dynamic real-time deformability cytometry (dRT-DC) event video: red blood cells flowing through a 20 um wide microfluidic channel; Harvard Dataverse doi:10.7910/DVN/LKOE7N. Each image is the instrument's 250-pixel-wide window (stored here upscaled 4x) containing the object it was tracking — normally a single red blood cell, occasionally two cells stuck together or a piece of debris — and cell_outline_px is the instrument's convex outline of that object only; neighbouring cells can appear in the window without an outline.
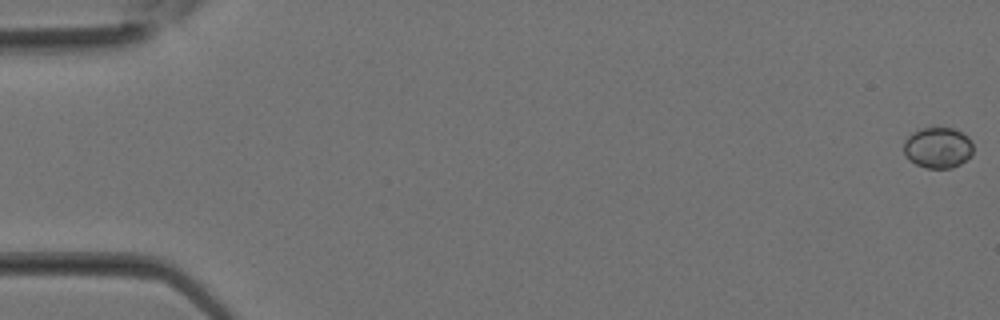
{"species": "Egyptian fruit bat (a non-hibernating species)", "species_latin": "Rousettus aegyptiacus", "temperature_condition": "room temperature", "stored_images_in_passage": 29, "camera_frame_rate_fps": 3000, "um_per_image_px": 0.085, "animal": {"sex": "female"}, "frame": {"image": 1, "passage_image": 1, "time_ms": 0.0, "image_size_px": [1000, 320], "cell_outline_px": [[972, 156], [960, 164], [952, 168], [928, 168], [916, 164], [908, 160], [904, 152], [904, 140], [912, 132], [920, 128], [932, 124], [952, 128], [968, 136], [972, 140]], "centroid_in_image_um": [79.71, 12.51], "position_along_channel_um": 5.3, "area_um2": 17.11}}
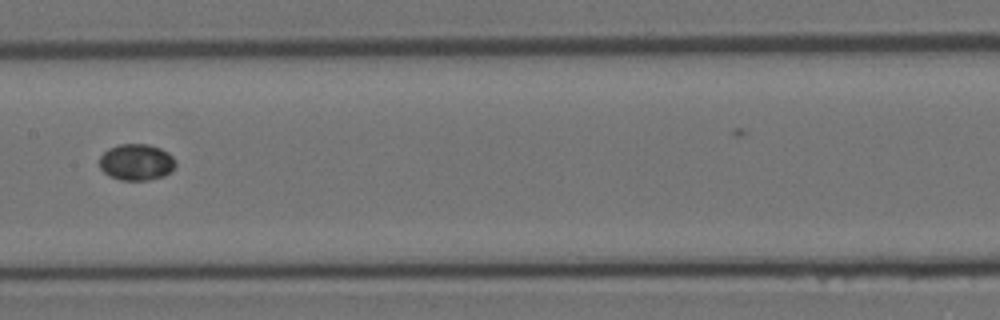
{"frame": {"image": 2, "passage_image": 17, "time_ms": 5.333, "image_size_px": [1000, 320], "cell_outline_px": [[176, 164], [172, 172], [164, 176], [148, 180], [120, 180], [104, 172], [100, 168], [100, 156], [108, 148], [120, 144], [148, 144], [160, 148], [168, 152], [176, 160]], "centroid_in_image_um": [11.63, 13.78], "position_along_channel_um": 195.8, "area_um2": 16.24}}
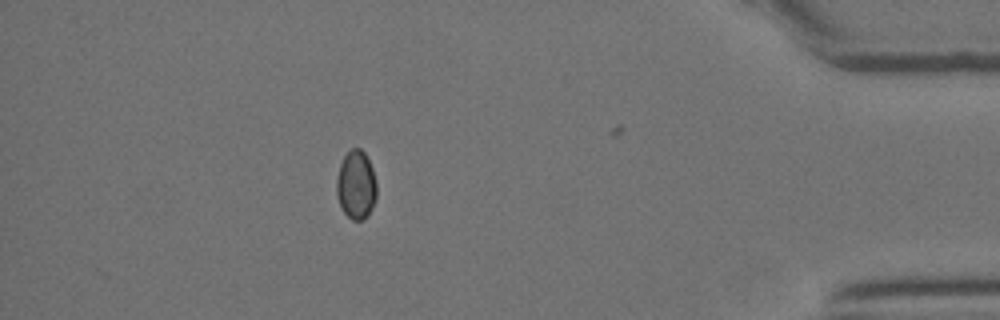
{"frame": {"image": 3, "passage_image": 29, "time_ms": 9.333, "image_size_px": [1000, 320], "cell_outline_px": [[376, 200], [368, 216], [364, 220], [352, 220], [344, 212], [340, 204], [336, 192], [336, 180], [340, 164], [344, 156], [352, 148], [360, 148], [364, 152], [372, 168], [376, 184]], "centroid_in_image_um": [30.27, 15.74], "position_along_channel_um": 404.9, "area_um2": 16.01}}